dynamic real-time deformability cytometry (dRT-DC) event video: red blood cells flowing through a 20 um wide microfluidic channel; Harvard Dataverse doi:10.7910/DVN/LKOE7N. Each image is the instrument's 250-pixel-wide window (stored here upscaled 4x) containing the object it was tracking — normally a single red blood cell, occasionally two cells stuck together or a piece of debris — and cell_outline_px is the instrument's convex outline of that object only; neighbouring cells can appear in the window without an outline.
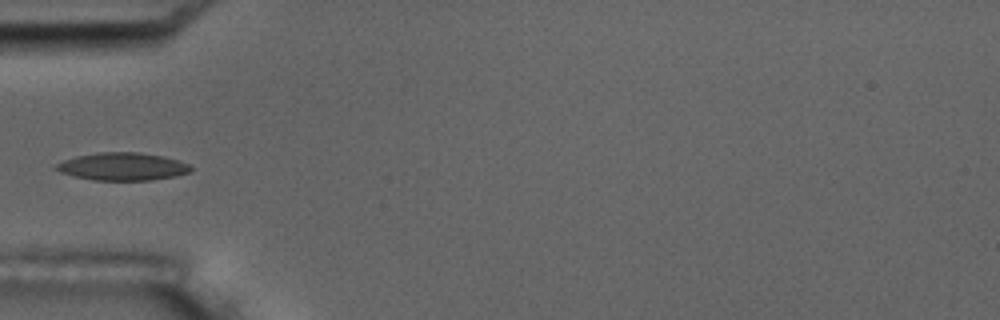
{"species": "common noctule bat (a hibernating species)", "species_latin": "Nyctalus noctula", "temperature_condition": "room temperature", "stored_images_in_passage": 13, "camera_frame_rate_fps": 3000, "um_per_image_px": 0.085, "animal": {"sex": "male", "body_mass_g": 17.5, "forearm_length_mm": 52.3}, "frame": {"image": 1, "passage_image": 3, "time_ms": 3.333, "image_size_px": [1000, 320], "cell_outline_px": [[192, 172], [176, 176], [152, 180], [92, 180], [60, 172], [52, 168], [56, 164], [64, 160], [76, 156], [96, 152], [136, 152], [164, 156], [180, 160], [188, 164], [192, 168]], "centroid_in_image_um": [10.43, 14.15], "position_along_channel_um": 74.6, "area_um2": 21.91}}
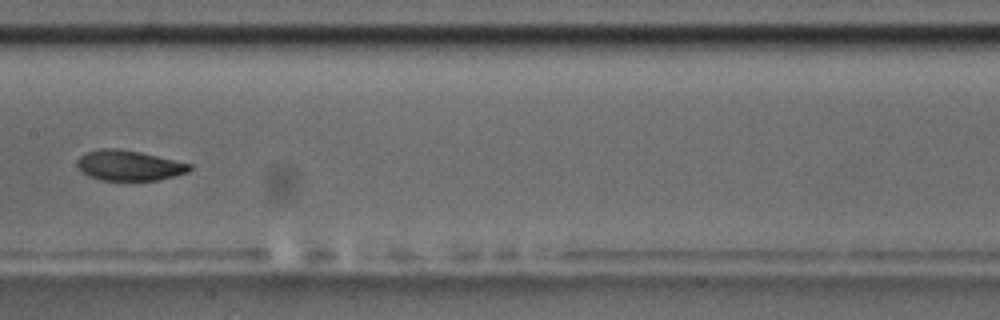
{"frame": {"image": 2, "passage_image": 6, "time_ms": 6.667, "image_size_px": [1000, 320], "cell_outline_px": [[192, 168], [188, 172], [156, 180], [100, 180], [88, 176], [76, 164], [76, 160], [80, 156], [88, 152], [100, 148], [116, 148], [140, 152], [192, 164]], "centroid_in_image_um": [10.95, 14.06], "position_along_channel_um": 196.4, "area_um2": 19.65}, "authors_computed_cell_mechanics": {"area_um2": 20.6924, "velocity_mm_per_s": 3.6653, "shape_relaxation_time_tau1_ms": 3.7489, "shape_relaxation_time_tau2_ms": 1.8055, "deformation_change_tau1": 0.1182, "deformation_change_tau2": 0.0645}}